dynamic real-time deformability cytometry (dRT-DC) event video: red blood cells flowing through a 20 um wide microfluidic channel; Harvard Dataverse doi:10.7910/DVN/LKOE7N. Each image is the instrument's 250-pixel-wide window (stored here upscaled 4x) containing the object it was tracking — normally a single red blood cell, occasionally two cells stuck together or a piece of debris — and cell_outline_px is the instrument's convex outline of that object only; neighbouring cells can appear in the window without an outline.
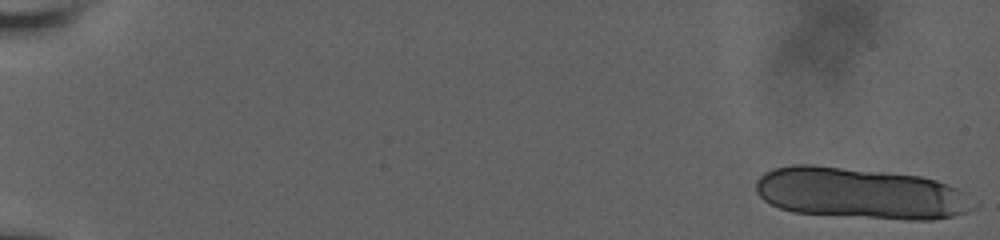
{"species": "human", "species_latin": "Homo sapiens", "temperature_condition": "room temperature", "stored_images_in_passage": 20, "camera_frame_rate_fps": 3000, "um_per_image_px": 0.085, "donor": {"sex": "male"}, "frame": {"image": 1, "passage_image": 1, "time_ms": 0.0, "image_size_px": [1000, 240], "cell_outline_px": [[980, 204], [976, 208], [968, 212], [952, 216], [932, 220], [908, 220], [792, 212], [780, 208], [764, 200], [756, 192], [756, 180], [764, 172], [772, 168], [792, 164], [812, 164], [920, 176], [936, 180], [948, 184], [964, 192]], "centroid_in_image_um": [73.16, 16.43], "position_along_channel_um": 11.8, "area_um2": 65.31}}